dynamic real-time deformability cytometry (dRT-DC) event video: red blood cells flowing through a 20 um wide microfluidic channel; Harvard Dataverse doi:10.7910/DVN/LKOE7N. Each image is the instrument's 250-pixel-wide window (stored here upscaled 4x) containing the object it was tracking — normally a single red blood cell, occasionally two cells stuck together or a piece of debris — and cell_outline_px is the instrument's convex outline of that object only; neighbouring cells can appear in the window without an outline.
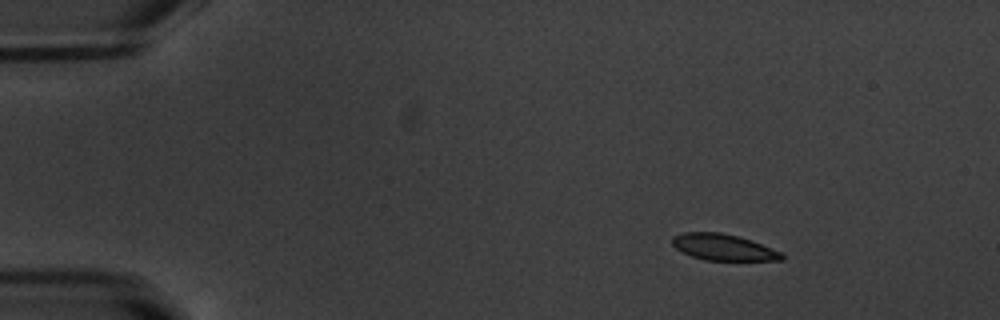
{"species": "common noctule bat (a hibernating species)", "species_latin": "Nyctalus noctula", "temperature_condition": "warm", "stored_images_in_passage": 49, "camera_frame_rate_fps": 3000, "um_per_image_px": 0.085, "animal": {"sex": "male", "body_mass_g": 20.1, "forearm_length_mm": 53.5}, "frame": {"image": 1, "passage_image": 3, "time_ms": 0.667, "image_size_px": [1000, 320], "cell_outline_px": [[784, 260], [704, 260], [692, 256], [676, 248], [672, 244], [672, 236], [684, 232], [720, 232], [752, 240], [780, 252], [784, 256]], "centroid_in_image_um": [61.46, 21.01], "position_along_channel_um": 23.5, "area_um2": 16.59}}
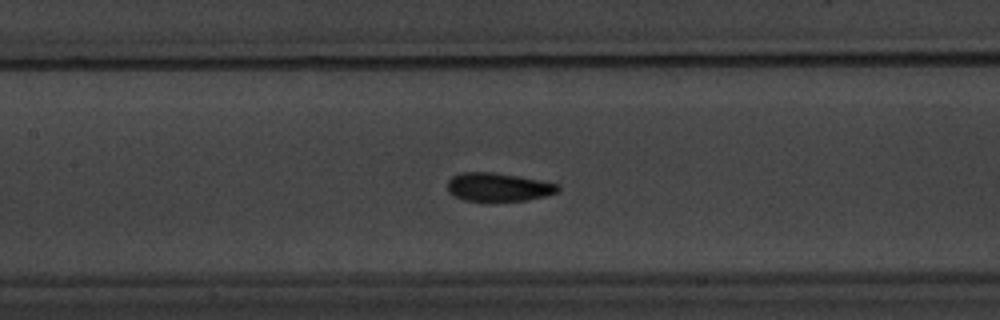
{"frame": {"image": 2, "passage_image": 21, "time_ms": 6.667, "image_size_px": [1000, 320], "cell_outline_px": [[560, 188], [556, 192], [544, 196], [528, 200], [464, 200], [452, 196], [448, 192], [448, 180], [452, 176], [460, 172], [492, 172], [540, 180], [560, 184]], "centroid_in_image_um": [42.32, 15.89], "position_along_channel_um": 165.1, "area_um2": 18.15}}
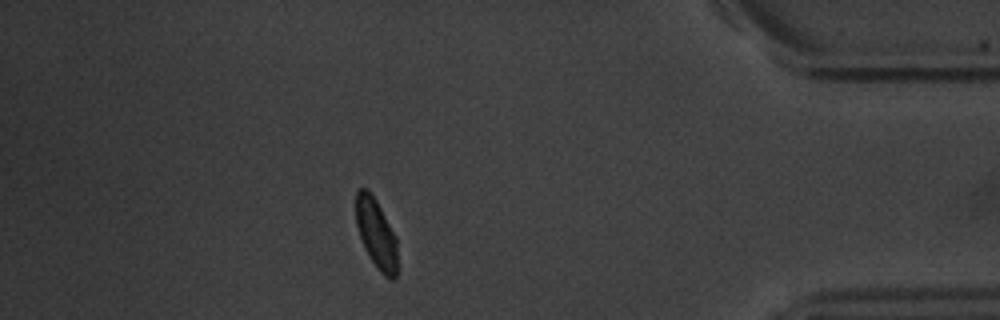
{"frame": {"image": 3, "passage_image": 43, "time_ms": 14.0, "image_size_px": [1000, 320], "cell_outline_px": [[396, 280], [388, 280], [380, 272], [364, 248], [356, 224], [356, 192], [360, 188], [368, 188], [376, 200], [396, 236]], "centroid_in_image_um": [31.98, 19.86], "position_along_channel_um": 403.2, "area_um2": 16.76}, "authors_computed_cell_mechanics": {"area_um2": 17.7446, "velocity_mm_per_s": 3.7669, "shape_relaxation_time_tau1_ms": 3.2598, "shape_relaxation_time_tau2_ms": 1.1893, "deformation_change_tau1": 0.1222, "deformation_change_tau2": 0.0652}}